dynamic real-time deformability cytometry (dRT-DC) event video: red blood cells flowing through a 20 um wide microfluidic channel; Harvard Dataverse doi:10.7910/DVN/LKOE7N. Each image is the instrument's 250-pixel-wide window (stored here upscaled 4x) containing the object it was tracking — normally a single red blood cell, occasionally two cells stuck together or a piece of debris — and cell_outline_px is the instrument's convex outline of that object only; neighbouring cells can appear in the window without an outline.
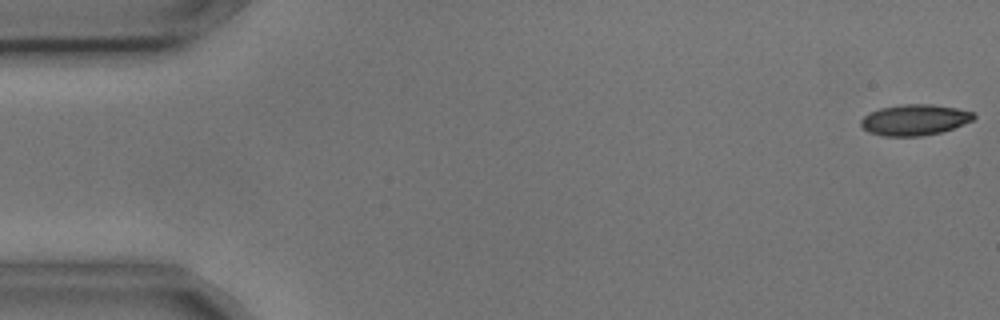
{"species": "common noctule bat (a hibernating species)", "species_latin": "Nyctalus noctula", "temperature_condition": "cold", "stored_images_in_passage": 5, "camera_frame_rate_fps": 3000, "um_per_image_px": 0.085, "animal": {"sex": "male", "body_mass_g": 17.9, "forearm_length_mm": 54.2}, "frame": {"image": 1, "passage_image": 1, "time_ms": 0.0, "image_size_px": [1000, 320], "cell_outline_px": [[976, 116], [972, 120], [952, 128], [940, 132], [920, 136], [884, 136], [868, 132], [860, 124], [860, 120], [868, 112], [880, 108], [904, 104], [932, 104], [956, 108], [972, 112]], "centroid_in_image_um": [77.7, 10.18], "position_along_channel_um": 7.3, "area_um2": 20.17}}